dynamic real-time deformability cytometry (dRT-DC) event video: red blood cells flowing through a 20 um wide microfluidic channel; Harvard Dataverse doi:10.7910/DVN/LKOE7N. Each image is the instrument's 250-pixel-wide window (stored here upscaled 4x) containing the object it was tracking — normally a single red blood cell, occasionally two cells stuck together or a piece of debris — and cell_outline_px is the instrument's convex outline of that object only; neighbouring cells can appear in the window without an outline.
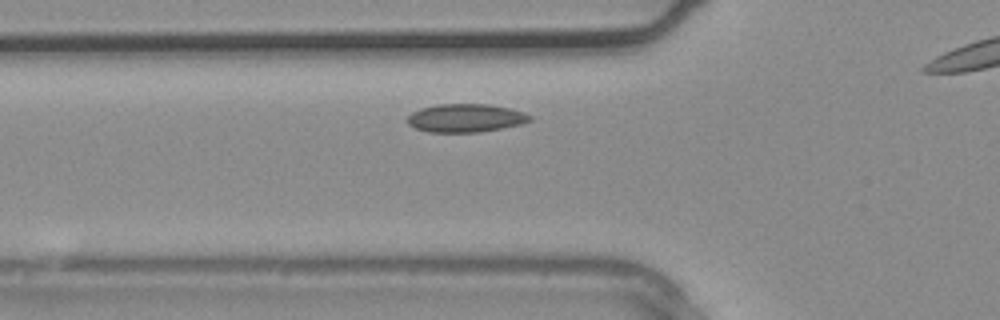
{"species": "common noctule bat (a hibernating species)", "species_latin": "Nyctalus noctula", "temperature_condition": "warm", "stored_images_in_passage": 3, "segment_of_instrument_passage": [1, 2], "camera_frame_rate_fps": 3000, "um_per_image_px": 0.085, "animal": {"sex": "male", "body_mass_g": 20.4}, "frame": {"image": 1, "passage_image": 2, "time_ms": 0.333, "image_size_px": [1000, 320], "cell_outline_px": [[532, 120], [520, 124], [480, 132], [428, 132], [416, 128], [408, 124], [408, 116], [412, 112], [420, 108], [440, 104], [488, 104], [508, 108], [524, 112], [532, 116]], "centroid_in_image_um": [39.57, 10.03], "position_along_channel_um": 86.2, "area_um2": 20.06}}